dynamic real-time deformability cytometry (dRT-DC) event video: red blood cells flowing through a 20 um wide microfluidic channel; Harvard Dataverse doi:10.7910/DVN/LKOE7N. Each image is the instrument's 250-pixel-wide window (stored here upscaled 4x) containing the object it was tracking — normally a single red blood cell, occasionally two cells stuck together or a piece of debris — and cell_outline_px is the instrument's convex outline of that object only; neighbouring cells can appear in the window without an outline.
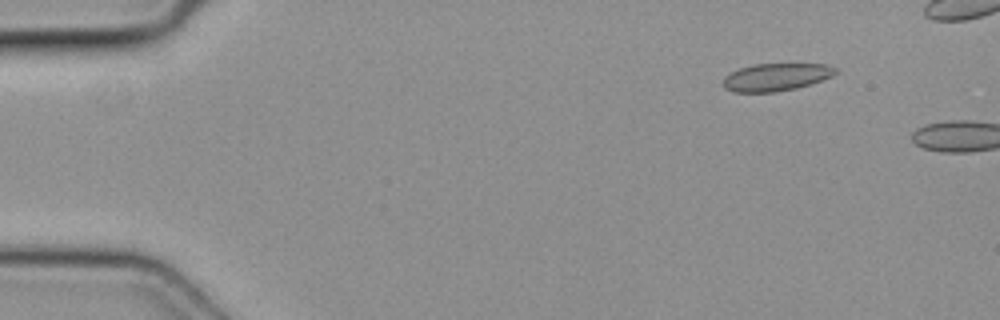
{"species": "common noctule bat (a hibernating species)", "species_latin": "Nyctalus noctula", "temperature_condition": "cold", "stored_images_in_passage": 2, "camera_frame_rate_fps": 3000, "um_per_image_px": 0.085, "animal": {"sex": "female", "body_mass_g": 19.3, "forearm_length_mm": 54.1}, "frame": {"image": 1, "passage_image": 1, "time_ms": 0.0, "image_size_px": [1000, 320], "cell_outline_px": [[836, 72], [832, 76], [812, 84], [796, 88], [776, 92], [732, 92], [724, 88], [724, 76], [740, 68], [752, 64], [828, 64], [836, 68]], "centroid_in_image_um": [65.97, 6.55], "position_along_channel_um": 19.0, "area_um2": 18.09}}